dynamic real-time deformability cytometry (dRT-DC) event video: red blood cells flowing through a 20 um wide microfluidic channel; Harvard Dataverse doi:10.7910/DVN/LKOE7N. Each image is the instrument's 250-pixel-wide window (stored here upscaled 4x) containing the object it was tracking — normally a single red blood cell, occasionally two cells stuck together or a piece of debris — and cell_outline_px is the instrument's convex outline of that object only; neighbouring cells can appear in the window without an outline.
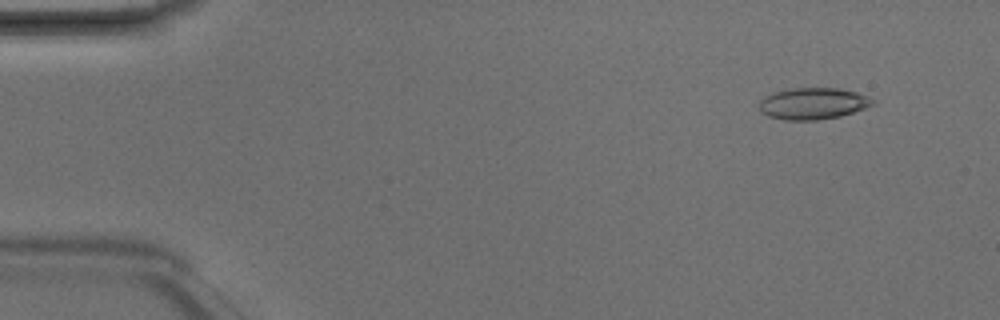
{"species": "Egyptian fruit bat (a non-hibernating species)", "species_latin": "Rousettus aegyptiacus", "temperature_condition": "room temperature", "stored_images_in_passage": 5, "segment_of_instrument_passage": [2, 2], "camera_frame_rate_fps": 3000, "um_per_image_px": 0.085, "animal": {"sex": "male"}, "frame": {"image": 1, "passage_image": 5, "time_ms": 1.333, "image_size_px": [1000, 320], "cell_outline_px": [[876, 104], [840, 116], [816, 120], [784, 120], [768, 116], [760, 112], [760, 100], [764, 96], [772, 92], [792, 88], [840, 88], [856, 92], [868, 96], [876, 100]], "centroid_in_image_um": [69.1, 8.79], "position_along_channel_um": 15.9, "area_um2": 21.04}}